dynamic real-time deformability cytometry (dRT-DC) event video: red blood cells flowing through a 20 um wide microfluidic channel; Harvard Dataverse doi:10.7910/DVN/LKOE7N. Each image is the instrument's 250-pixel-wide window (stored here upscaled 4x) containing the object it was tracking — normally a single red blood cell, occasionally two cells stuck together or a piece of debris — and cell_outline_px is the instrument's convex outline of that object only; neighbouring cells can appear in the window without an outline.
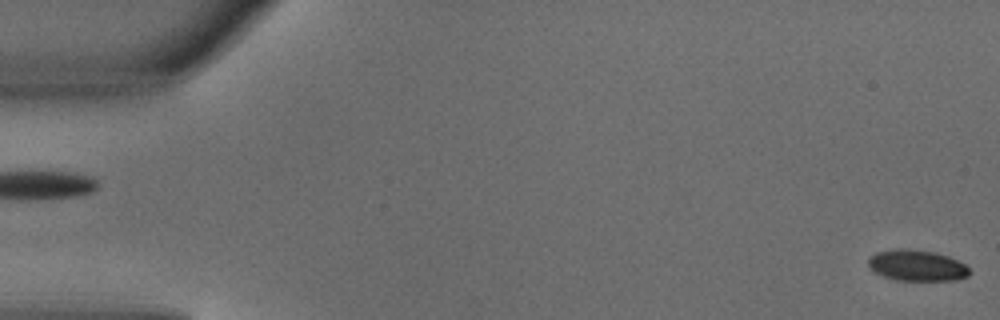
{"species": "common noctule bat (a hibernating species)", "species_latin": "Nyctalus noctula", "temperature_condition": "warm", "stored_images_in_passage": 3, "segment_of_instrument_passage": [2, 2], "camera_frame_rate_fps": 3000, "um_per_image_px": 0.085, "animal": {"sex": "male", "body_mass_g": 18.8}, "frame": {"image": 1, "passage_image": 3, "time_ms": 0.667, "image_size_px": [1000, 320], "cell_outline_px": [[972, 272], [968, 276], [956, 280], [896, 280], [884, 276], [876, 272], [868, 264], [868, 260], [876, 252], [896, 248], [908, 248], [936, 252], [948, 256], [964, 264]], "centroid_in_image_um": [77.96, 22.55], "position_along_channel_um": 7.0, "area_um2": 18.26}}